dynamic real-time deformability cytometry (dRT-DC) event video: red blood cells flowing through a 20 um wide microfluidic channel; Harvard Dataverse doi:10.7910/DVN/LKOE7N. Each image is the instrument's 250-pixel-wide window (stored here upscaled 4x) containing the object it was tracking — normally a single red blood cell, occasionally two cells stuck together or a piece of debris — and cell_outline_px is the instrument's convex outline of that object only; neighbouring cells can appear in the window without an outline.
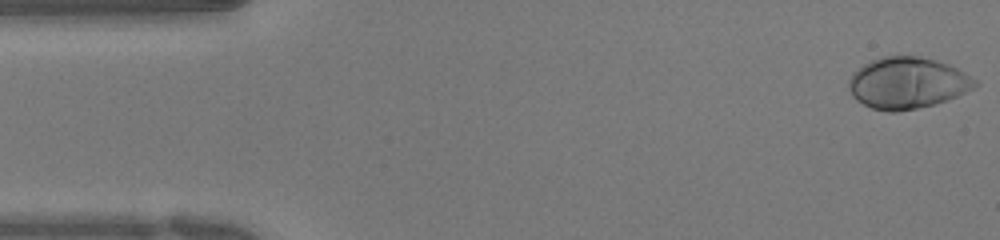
{"species": "human", "species_latin": "Homo sapiens", "temperature_condition": "warm", "stored_images_in_passage": 50, "camera_frame_rate_fps": 3000, "um_per_image_px": 0.085, "donor": {"sex": "female"}, "frame": {"image": 1, "passage_image": 1, "time_ms": 0.0, "image_size_px": [1000, 240], "cell_outline_px": [[980, 84], [956, 96], [936, 104], [896, 112], [888, 112], [872, 108], [856, 100], [852, 96], [848, 88], [848, 80], [852, 72], [864, 64], [880, 56], [920, 56], [948, 64], [964, 72], [976, 80]], "centroid_in_image_um": [77.09, 7.05], "position_along_channel_um": 7.9, "area_um2": 37.8}}
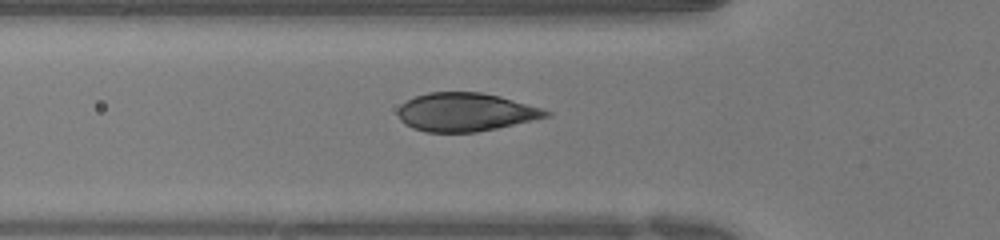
{"frame": {"image": 2, "passage_image": 16, "time_ms": 5.0, "image_size_px": [1000, 240], "cell_outline_px": [[552, 116], [496, 128], [476, 132], [424, 132], [412, 128], [404, 124], [400, 120], [396, 112], [400, 104], [416, 96], [428, 92], [480, 92], [500, 96], [544, 108], [552, 112]], "centroid_in_image_um": [39.57, 9.53], "position_along_channel_um": 86.2, "area_um2": 33.41}}
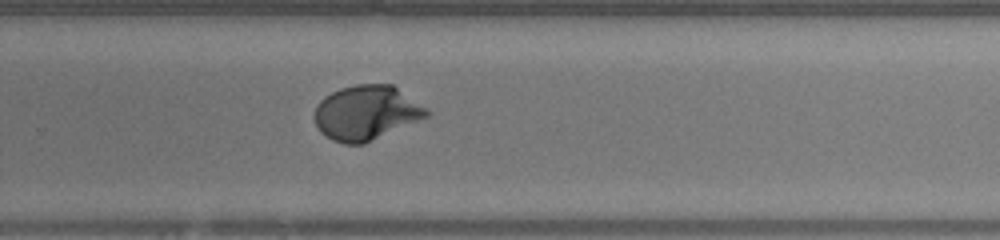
{"frame": {"image": 3, "passage_image": 32, "time_ms": 10.333, "image_size_px": [1000, 240], "cell_outline_px": [[432, 112], [428, 116], [364, 144], [344, 144], [332, 140], [320, 132], [316, 124], [316, 104], [324, 96], [340, 88], [356, 84], [392, 84], [428, 108]], "centroid_in_image_um": [31.15, 9.58], "position_along_channel_um": 298.7, "area_um2": 35.66}, "authors_computed_cell_mechanics": {"area_um2": 35.2869, "velocity_mm_per_s": 3.9805, "shape_relaxation_time_tau1_ms": 3.1384, "shape_relaxation_time_tau2_ms": null, "deformation_change_tau1": 0.2011, "deformation_change_tau2": null}}